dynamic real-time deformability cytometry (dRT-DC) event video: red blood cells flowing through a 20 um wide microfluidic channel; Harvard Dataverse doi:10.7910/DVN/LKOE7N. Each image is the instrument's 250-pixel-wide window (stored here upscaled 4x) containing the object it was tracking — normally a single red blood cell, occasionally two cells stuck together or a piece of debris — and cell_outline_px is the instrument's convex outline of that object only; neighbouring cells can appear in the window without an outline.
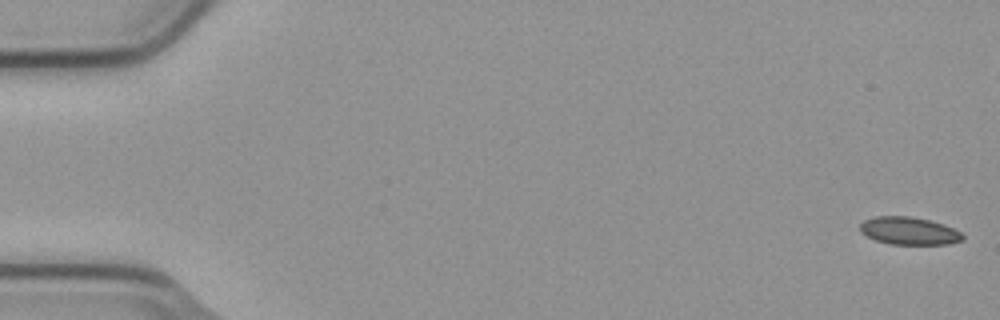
{"species": "common noctule bat (a hibernating species)", "species_latin": "Nyctalus noctula", "temperature_condition": "cold", "stored_images_in_passage": 8, "camera_frame_rate_fps": 3000, "um_per_image_px": 0.085, "animal": {"sex": "male", "body_mass_g": 23.1, "forearm_length_mm": 52.7}, "frame": {"image": 1, "passage_image": 1, "time_ms": 0.0, "image_size_px": [1000, 320], "cell_outline_px": [[964, 240], [948, 244], [888, 244], [876, 240], [860, 232], [860, 224], [864, 220], [876, 216], [912, 216], [944, 224], [960, 232], [964, 236]], "centroid_in_image_um": [77.27, 19.62], "position_along_channel_um": 7.7, "area_um2": 16.53}}
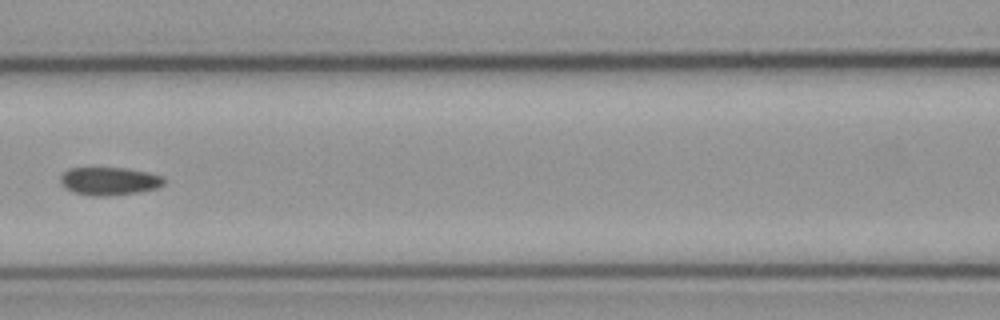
{"frame": {"image": 2, "passage_image": 7, "time_ms": 2.0, "image_size_px": [1000, 320], "cell_outline_px": [[164, 184], [156, 188], [140, 192], [108, 196], [92, 196], [72, 192], [64, 188], [60, 184], [60, 176], [68, 168], [124, 168], [164, 176]], "centroid_in_image_um": [9.24, 15.41], "position_along_channel_um": 157.4, "area_um2": 16.99}}
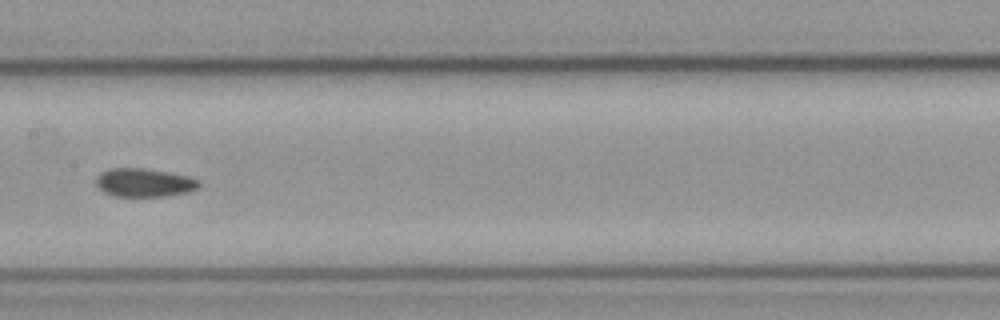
{"frame": {"image": 3, "passage_image": 8, "time_ms": 2.333, "image_size_px": [1000, 320], "cell_outline_px": [[200, 188], [188, 192], [168, 196], [112, 196], [96, 188], [96, 176], [100, 172], [108, 168], [144, 168], [188, 176], [200, 180]], "centroid_in_image_um": [12.23, 15.52], "position_along_channel_um": 195.2, "area_um2": 17.34}}